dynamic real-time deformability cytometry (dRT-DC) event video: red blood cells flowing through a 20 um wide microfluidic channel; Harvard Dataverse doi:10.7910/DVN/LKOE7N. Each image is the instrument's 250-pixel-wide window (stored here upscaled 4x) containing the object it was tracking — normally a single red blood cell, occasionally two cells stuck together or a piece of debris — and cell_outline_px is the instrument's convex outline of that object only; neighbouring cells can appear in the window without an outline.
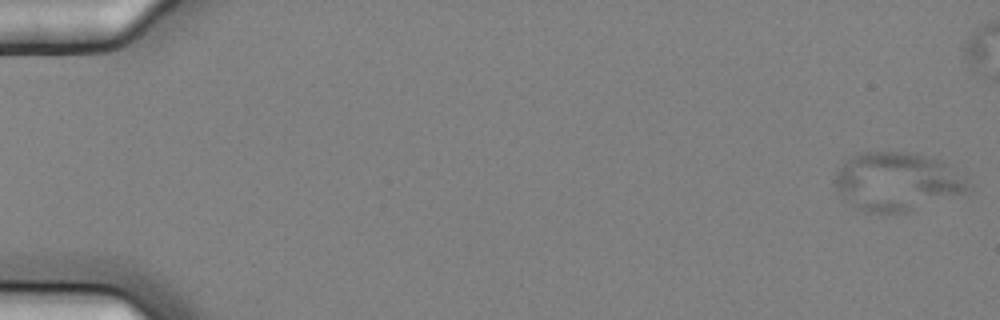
{"species": "common noctule bat (a hibernating species)", "species_latin": "Nyctalus noctula", "temperature_condition": "cold", "stored_images_in_passage": 7, "camera_frame_rate_fps": 3000, "um_per_image_px": 0.085, "animal": {"sex": "female", "body_mass_g": 25.1}, "frame": {"image": 1, "passage_image": 1, "time_ms": 0.0, "image_size_px": [1000, 320], "cell_outline_px": [[972, 184], [964, 192], [908, 212], [864, 212], [856, 208], [836, 188], [836, 172], [852, 156], [860, 152], [916, 152], [932, 156], [940, 160], [964, 176]], "centroid_in_image_um": [76.28, 15.41], "position_along_channel_um": 8.7, "area_um2": 44.91}}
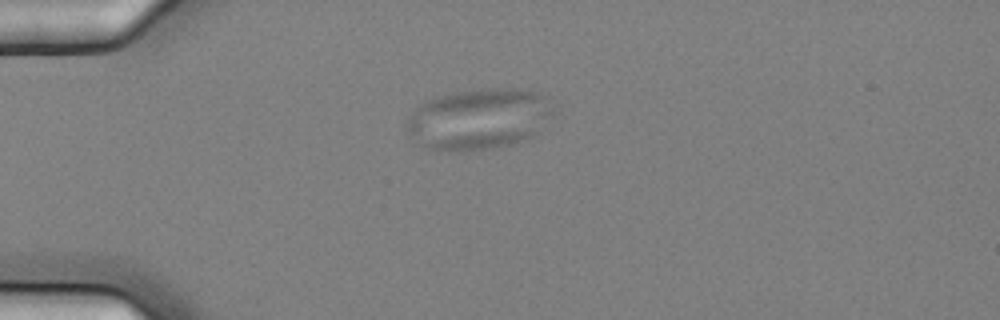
{"frame": {"image": 2, "passage_image": 7, "time_ms": 2.0, "image_size_px": [1000, 320], "cell_outline_px": [[552, 116], [532, 136], [516, 144], [468, 152], [448, 152], [428, 148], [420, 144], [404, 124], [416, 108], [420, 104], [436, 96], [452, 92], [480, 88], [512, 88], [540, 92], [544, 96], [552, 112]], "centroid_in_image_um": [40.68, 10.12], "position_along_channel_um": 44.3, "area_um2": 52.25}}